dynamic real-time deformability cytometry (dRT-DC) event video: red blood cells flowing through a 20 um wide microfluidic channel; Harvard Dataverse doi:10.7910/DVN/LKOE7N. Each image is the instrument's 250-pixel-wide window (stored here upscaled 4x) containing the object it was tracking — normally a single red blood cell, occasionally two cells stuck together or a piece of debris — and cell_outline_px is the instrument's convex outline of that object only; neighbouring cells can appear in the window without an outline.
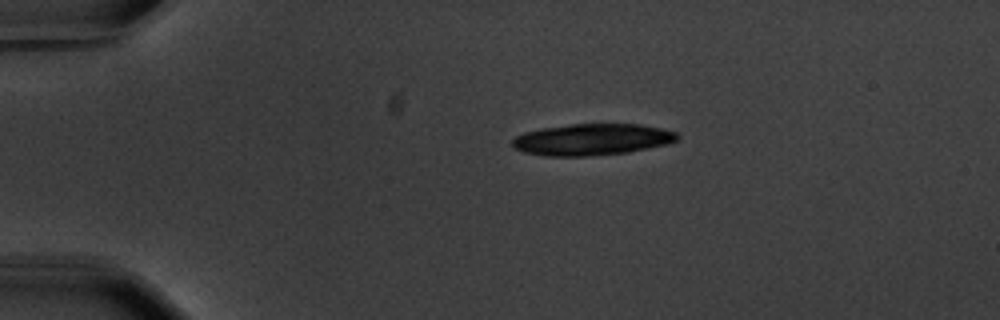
{"species": "common noctule bat (a hibernating species)", "species_latin": "Nyctalus noctula", "temperature_condition": "warm", "stored_images_in_passage": 45, "camera_frame_rate_fps": 3000, "um_per_image_px": 0.085, "animal": {"sex": "male", "body_mass_g": 20.1, "forearm_length_mm": 53.5}, "frame": {"image": 1, "passage_image": 1, "time_ms": 0.0, "image_size_px": [1000, 320], "cell_outline_px": [[680, 136], [676, 140], [668, 144], [628, 152], [584, 156], [544, 156], [524, 152], [512, 148], [512, 140], [516, 136], [524, 132], [540, 128], [572, 124], [640, 124], [660, 128], [676, 132]], "centroid_in_image_um": [50.29, 11.85], "position_along_channel_um": 34.7, "area_um2": 30.35}}